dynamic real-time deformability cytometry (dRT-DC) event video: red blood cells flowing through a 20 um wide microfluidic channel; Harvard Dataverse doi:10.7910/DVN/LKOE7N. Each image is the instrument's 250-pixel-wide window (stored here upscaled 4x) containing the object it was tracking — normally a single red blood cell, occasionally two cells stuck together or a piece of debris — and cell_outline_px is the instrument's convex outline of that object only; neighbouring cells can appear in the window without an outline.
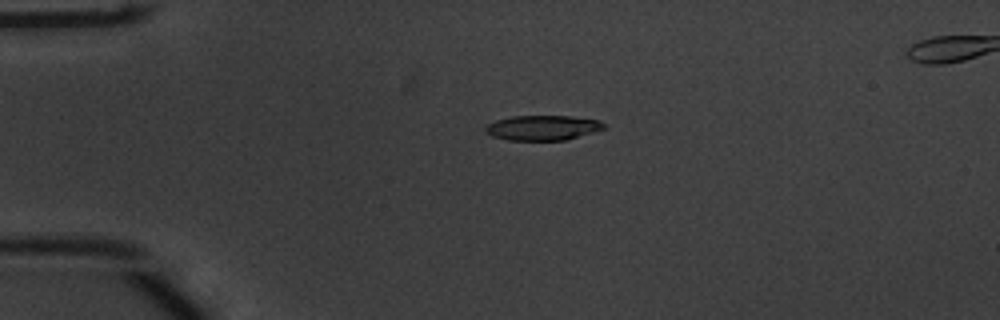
{"species": "common noctule bat (a hibernating species)", "species_latin": "Nyctalus noctula", "temperature_condition": "warm", "stored_images_in_passage": 43, "camera_frame_rate_fps": 3000, "um_per_image_px": 0.085, "animal": {"sex": "male", "body_mass_g": 20.1, "forearm_length_mm": 53.5}, "frame": {"image": 1, "passage_image": 3, "time_ms": 0.667, "image_size_px": [1000, 320], "cell_outline_px": [[604, 128], [592, 132], [564, 140], [508, 140], [492, 136], [484, 132], [484, 128], [488, 124], [496, 120], [512, 116], [572, 116], [600, 120], [604, 124]], "centroid_in_image_um": [46.08, 10.85], "position_along_channel_um": 38.9, "area_um2": 17.11}}
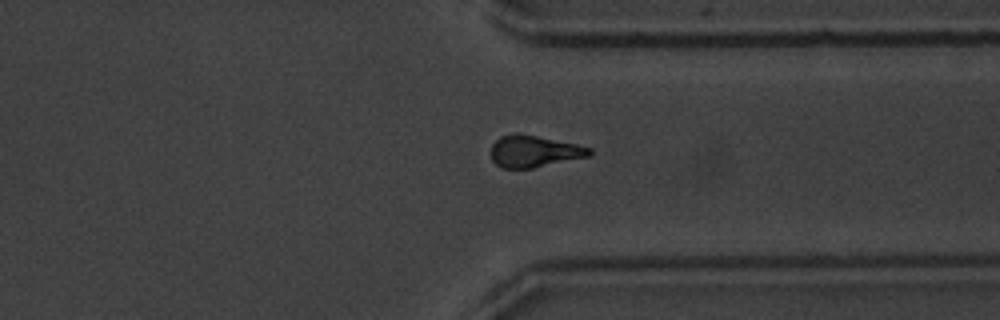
{"frame": {"image": 2, "passage_image": 31, "time_ms": 10.0, "image_size_px": [1000, 320], "cell_outline_px": [[592, 156], [532, 168], [500, 168], [492, 160], [492, 144], [500, 136], [516, 132], [576, 144], [592, 148]], "centroid_in_image_um": [45.41, 12.86], "position_along_channel_um": 366.0, "area_um2": 18.26}}
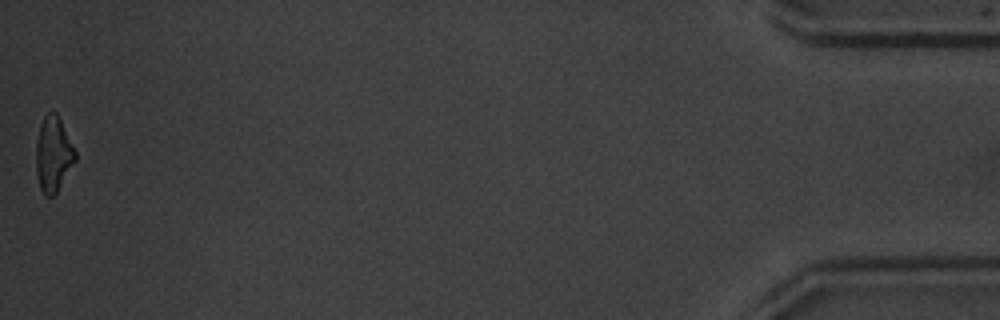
{"frame": {"image": 3, "passage_image": 43, "time_ms": 14.0, "image_size_px": [1000, 320], "cell_outline_px": [[76, 160], [56, 192], [52, 196], [44, 196], [40, 188], [36, 172], [36, 144], [40, 124], [44, 116], [48, 112], [56, 112], [76, 152]], "centroid_in_image_um": [4.51, 13.11], "position_along_channel_um": 430.7, "area_um2": 16.94}, "authors_computed_cell_mechanics": {"area_um2": 18.0914, "velocity_mm_per_s": 3.8877, "shape_relaxation_time_tau1_ms": 4.0195, "shape_relaxation_time_tau2_ms": 7.5925, "deformation_change_tau1": 0.1489, "deformation_change_tau2": 0.1854}}